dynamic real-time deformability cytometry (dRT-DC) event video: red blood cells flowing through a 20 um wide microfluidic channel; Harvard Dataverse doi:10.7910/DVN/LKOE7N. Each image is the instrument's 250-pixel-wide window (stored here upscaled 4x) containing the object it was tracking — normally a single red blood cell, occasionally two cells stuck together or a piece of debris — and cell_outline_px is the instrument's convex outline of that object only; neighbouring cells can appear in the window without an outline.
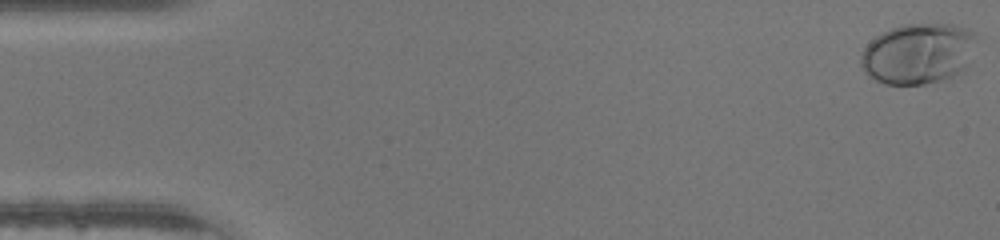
{"species": "human", "species_latin": "Homo sapiens", "temperature_condition": "warm", "stored_images_in_passage": 47, "camera_frame_rate_fps": 3000, "um_per_image_px": 0.085, "donor": {"sex": "male"}, "frame": {"image": 1, "passage_image": 1, "time_ms": 0.0, "image_size_px": [1000, 240], "cell_outline_px": [[976, 36], [964, 72], [948, 80], [924, 84], [884, 84], [876, 80], [860, 64], [860, 56], [864, 48], [880, 32], [904, 24], [952, 24], [968, 28], [976, 32]], "centroid_in_image_um": [78.07, 4.56], "position_along_channel_um": 6.9, "area_um2": 40.98}}
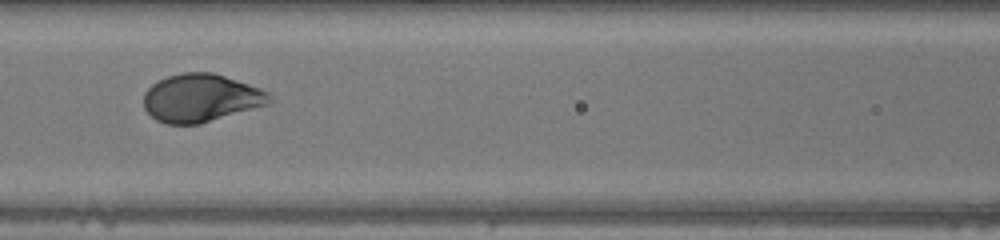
{"frame": {"image": 2, "passage_image": 21, "time_ms": 6.667, "image_size_px": [1000, 240], "cell_outline_px": [[272, 100], [268, 104], [200, 124], [164, 124], [156, 120], [144, 108], [144, 92], [152, 84], [168, 76], [184, 72], [212, 72], [260, 88], [268, 92]], "centroid_in_image_um": [17.05, 8.33], "position_along_channel_um": 149.5, "area_um2": 34.97}}
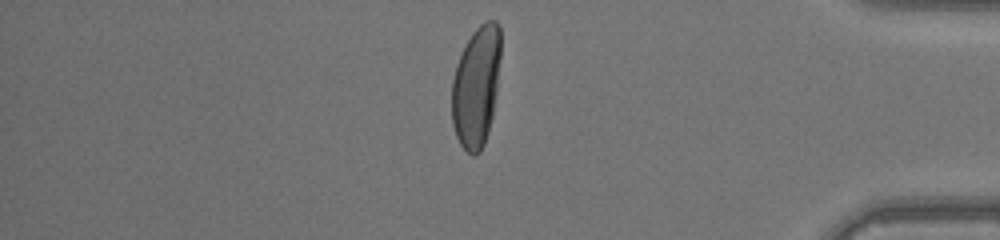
{"frame": {"image": 3, "passage_image": 40, "time_ms": 13.0, "image_size_px": [1000, 240], "cell_outline_px": [[500, 56], [496, 92], [492, 116], [488, 132], [484, 144], [480, 152], [476, 156], [472, 156], [460, 144], [456, 136], [452, 124], [452, 80], [456, 64], [472, 32], [484, 20], [496, 20], [500, 28]], "centroid_in_image_um": [40.47, 7.36], "position_along_channel_um": 394.7, "area_um2": 34.45}}